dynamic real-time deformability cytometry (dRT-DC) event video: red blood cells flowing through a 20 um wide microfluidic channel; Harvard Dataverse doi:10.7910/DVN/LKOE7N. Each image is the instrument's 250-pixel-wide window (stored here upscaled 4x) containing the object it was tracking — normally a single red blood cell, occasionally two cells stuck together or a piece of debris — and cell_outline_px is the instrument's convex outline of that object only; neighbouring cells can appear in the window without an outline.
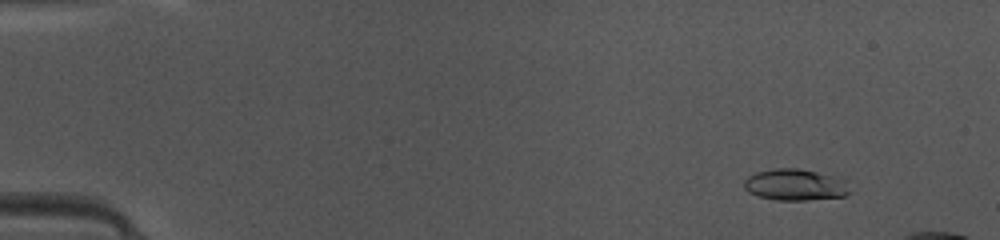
{"species": "common noctule bat (a hibernating species)", "species_latin": "Nyctalus noctula", "temperature_condition": "warm", "stored_images_in_passage": 17, "camera_frame_rate_fps": 3000, "um_per_image_px": 0.085, "animal": {"sex": "female", "body_mass_g": 10.0, "forearm_length_mm": 53.1}, "frame": {"image": 1, "passage_image": 6, "time_ms": 1.667, "image_size_px": [1000, 240], "cell_outline_px": [[848, 192], [844, 196], [808, 200], [776, 200], [756, 196], [748, 192], [744, 188], [744, 180], [748, 176], [756, 172], [772, 168], [796, 168], [816, 172], [844, 180]], "centroid_in_image_um": [67.49, 15.71], "position_along_channel_um": 17.5, "area_um2": 19.13}}